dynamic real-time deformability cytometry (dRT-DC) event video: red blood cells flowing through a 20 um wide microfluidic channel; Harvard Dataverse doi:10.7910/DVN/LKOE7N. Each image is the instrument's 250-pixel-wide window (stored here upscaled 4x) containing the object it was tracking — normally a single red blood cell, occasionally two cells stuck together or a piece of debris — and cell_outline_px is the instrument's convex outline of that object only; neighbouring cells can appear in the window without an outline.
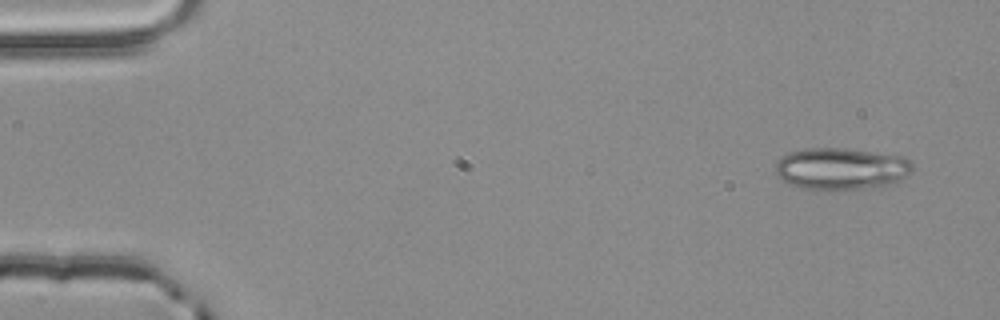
{"species": "common noctule bat (a hibernating species)", "species_latin": "Nyctalus noctula", "temperature_condition": "room temperature", "stored_images_in_passage": 11, "camera_frame_rate_fps": 3000, "um_per_image_px": 0.085, "animal": {"sex": "male", "body_mass_g": 20.4}, "frame": {"image": 1, "passage_image": 1, "time_ms": 0.0, "image_size_px": [1000, 320], "cell_outline_px": [[912, 168], [900, 180], [888, 184], [864, 188], [804, 188], [792, 184], [776, 176], [776, 164], [788, 152], [804, 148], [844, 148], [904, 156], [912, 164]], "centroid_in_image_um": [71.49, 14.3], "position_along_channel_um": 13.5, "area_um2": 32.6}}